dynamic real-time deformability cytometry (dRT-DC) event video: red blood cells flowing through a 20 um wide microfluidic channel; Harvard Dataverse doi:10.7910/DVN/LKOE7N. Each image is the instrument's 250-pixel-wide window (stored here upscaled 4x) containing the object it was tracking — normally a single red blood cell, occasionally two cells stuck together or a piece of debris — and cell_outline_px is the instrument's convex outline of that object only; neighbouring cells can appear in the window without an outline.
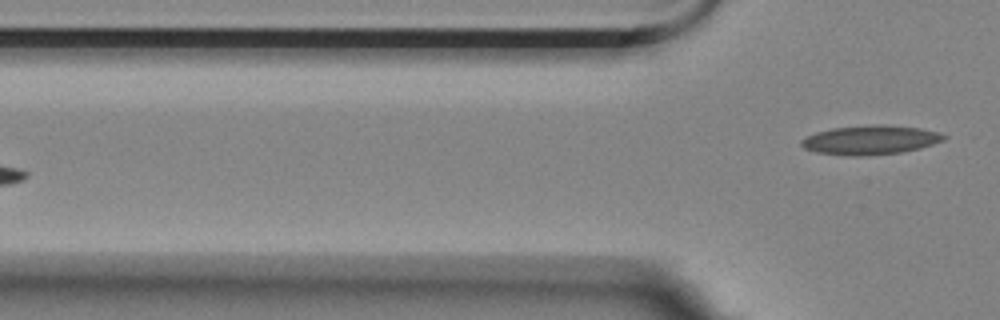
{"species": "Egyptian fruit bat (a non-hibernating species)", "species_latin": "Rousettus aegyptiacus", "temperature_condition": "room temperature", "stored_images_in_passage": 5, "camera_frame_rate_fps": 3000, "um_per_image_px": 0.085, "animal": {"sex": "female"}, "frame": {"image": 1, "passage_image": 5, "time_ms": 1.333, "image_size_px": [1000, 320], "cell_outline_px": [[948, 136], [944, 140], [920, 148], [900, 152], [860, 156], [852, 156], [816, 152], [804, 148], [800, 144], [800, 140], [816, 132], [832, 128], [868, 124], [876, 124], [920, 128], [940, 132]], "centroid_in_image_um": [73.98, 11.89], "position_along_channel_um": 51.8, "area_um2": 24.16}}